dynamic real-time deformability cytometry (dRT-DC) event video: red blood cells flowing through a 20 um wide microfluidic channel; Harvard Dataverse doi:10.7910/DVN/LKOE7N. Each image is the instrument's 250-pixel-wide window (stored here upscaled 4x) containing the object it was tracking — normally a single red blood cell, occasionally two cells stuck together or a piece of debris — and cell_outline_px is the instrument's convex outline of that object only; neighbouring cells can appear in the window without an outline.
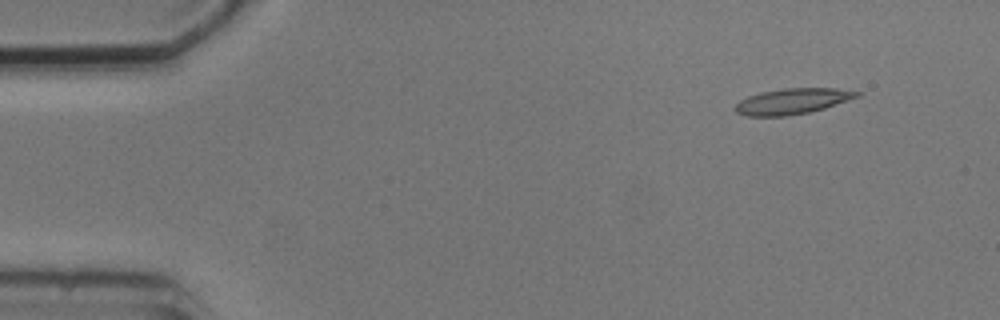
{"species": "common noctule bat (a hibernating species)", "species_latin": "Nyctalus noctula", "temperature_condition": "cold", "stored_images_in_passage": 4, "camera_frame_rate_fps": 3000, "um_per_image_px": 0.085, "animal": {"sex": "male", "body_mass_g": 20.5, "forearm_length_mm": 52.5}, "frame": {"image": 1, "passage_image": 1, "time_ms": 0.0, "image_size_px": [1000, 320], "cell_outline_px": [[864, 92], [860, 96], [824, 108], [808, 112], [784, 116], [748, 116], [736, 112], [732, 108], [740, 100], [748, 96], [764, 92], [784, 88], [836, 88]], "centroid_in_image_um": [67.37, 8.6], "position_along_channel_um": 17.6, "area_um2": 18.15}}
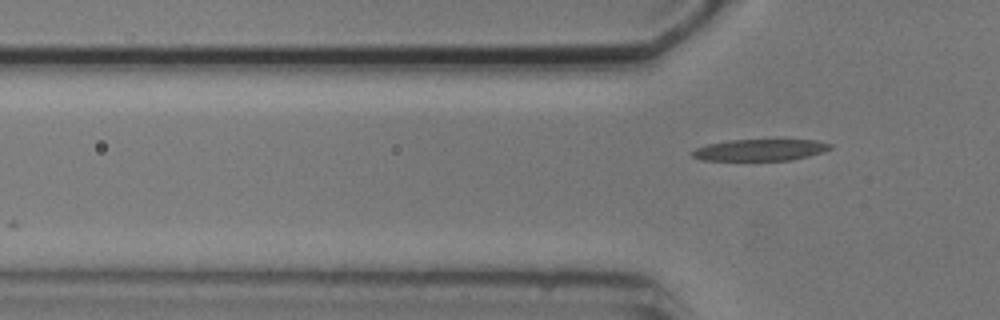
{"frame": {"image": 2, "passage_image": 4, "time_ms": 3.667, "image_size_px": [1000, 320], "cell_outline_px": [[832, 148], [824, 152], [792, 160], [704, 160], [692, 156], [688, 152], [696, 148], [708, 144], [728, 140], [776, 136], [816, 140], [832, 144]], "centroid_in_image_um": [64.69, 12.68], "position_along_channel_um": 61.1, "area_um2": 18.61}}